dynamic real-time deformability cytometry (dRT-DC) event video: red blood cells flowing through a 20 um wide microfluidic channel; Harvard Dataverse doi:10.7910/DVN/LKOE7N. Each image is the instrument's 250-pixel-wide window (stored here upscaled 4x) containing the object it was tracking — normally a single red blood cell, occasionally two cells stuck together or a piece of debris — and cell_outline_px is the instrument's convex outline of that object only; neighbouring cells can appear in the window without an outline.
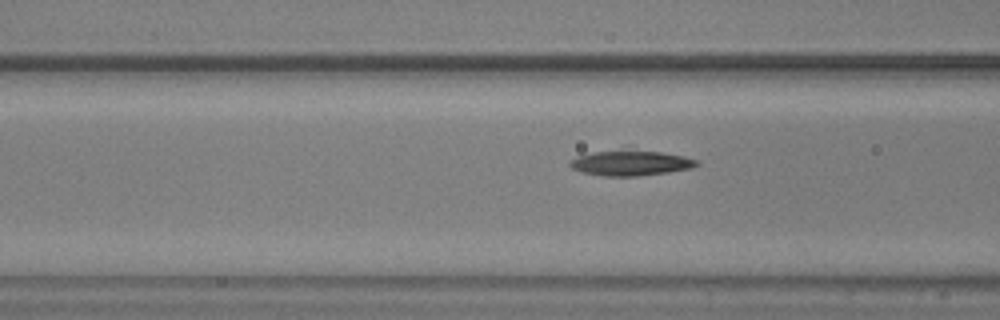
{"species": "common noctule bat (a hibernating species)", "species_latin": "Nyctalus noctula", "temperature_condition": "warm", "stored_images_in_passage": 13, "camera_frame_rate_fps": 3000, "um_per_image_px": 0.085, "animal": {"sex": "male", "body_mass_g": 20.5, "forearm_length_mm": 52.5}, "frame": {"image": 1, "passage_image": 11, "time_ms": 3.333, "image_size_px": [1000, 320], "cell_outline_px": [[700, 164], [692, 168], [668, 172], [640, 176], [604, 176], [580, 172], [572, 168], [568, 164], [568, 160], [592, 152], [660, 152], [684, 156], [696, 160]], "centroid_in_image_um": [53.59, 13.89], "position_along_channel_um": 113.0, "area_um2": 18.03}}